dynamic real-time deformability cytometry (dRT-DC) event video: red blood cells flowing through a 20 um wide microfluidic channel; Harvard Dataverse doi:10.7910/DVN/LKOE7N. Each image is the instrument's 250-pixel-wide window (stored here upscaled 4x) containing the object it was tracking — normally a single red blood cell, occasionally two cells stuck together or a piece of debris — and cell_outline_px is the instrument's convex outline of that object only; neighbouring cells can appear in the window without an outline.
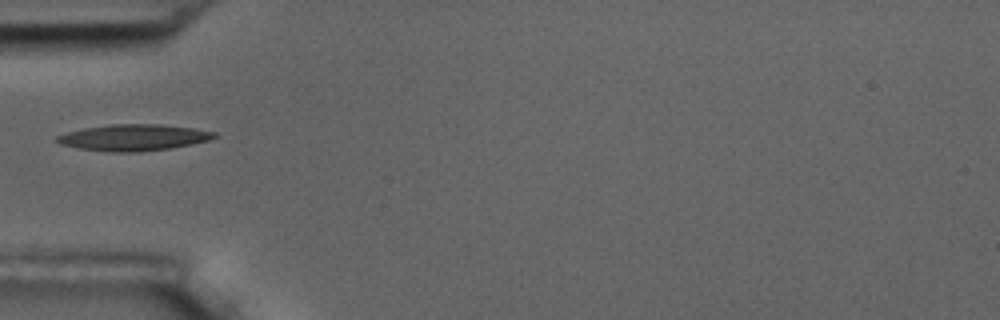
{"species": "common noctule bat (a hibernating species)", "species_latin": "Nyctalus noctula", "temperature_condition": "room temperature", "stored_images_in_passage": 9, "camera_frame_rate_fps": 3000, "um_per_image_px": 0.085, "animal": {"sex": "male", "body_mass_g": 17.5, "forearm_length_mm": 52.3}, "frame": {"image": 1, "passage_image": 4, "time_ms": 4.333, "image_size_px": [1000, 320], "cell_outline_px": [[216, 136], [208, 140], [168, 148], [140, 152], [112, 152], [80, 148], [60, 144], [56, 140], [56, 136], [68, 132], [84, 128], [112, 124], [160, 124], [196, 128], [216, 132]], "centroid_in_image_um": [11.35, 11.68], "position_along_channel_um": 73.7, "area_um2": 23.87}}
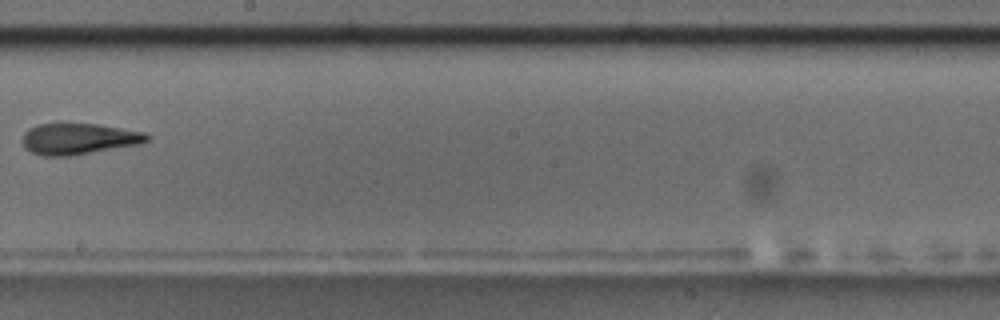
{"frame": {"image": 2, "passage_image": 8, "time_ms": 9.0, "image_size_px": [1000, 320], "cell_outline_px": [[148, 140], [140, 144], [72, 156], [44, 156], [32, 152], [20, 140], [24, 132], [28, 128], [36, 124], [96, 124], [144, 132], [148, 136]], "centroid_in_image_um": [6.65, 11.8], "position_along_channel_um": 241.5, "area_um2": 22.48}}
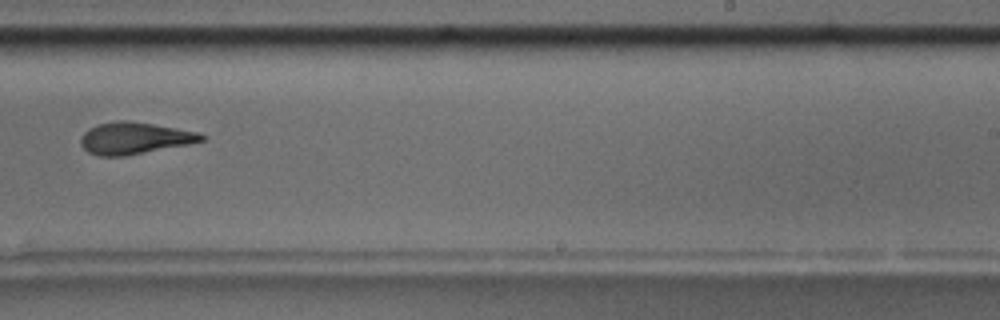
{"frame": {"image": 3, "passage_image": 9, "time_ms": 10.0, "image_size_px": [1000, 320], "cell_outline_px": [[208, 136], [204, 140], [192, 144], [124, 156], [100, 156], [88, 152], [80, 144], [80, 136], [88, 128], [96, 124], [116, 120], [128, 120], [152, 124], [196, 132]], "centroid_in_image_um": [11.41, 11.74], "position_along_channel_um": 277.6, "area_um2": 22.54}}